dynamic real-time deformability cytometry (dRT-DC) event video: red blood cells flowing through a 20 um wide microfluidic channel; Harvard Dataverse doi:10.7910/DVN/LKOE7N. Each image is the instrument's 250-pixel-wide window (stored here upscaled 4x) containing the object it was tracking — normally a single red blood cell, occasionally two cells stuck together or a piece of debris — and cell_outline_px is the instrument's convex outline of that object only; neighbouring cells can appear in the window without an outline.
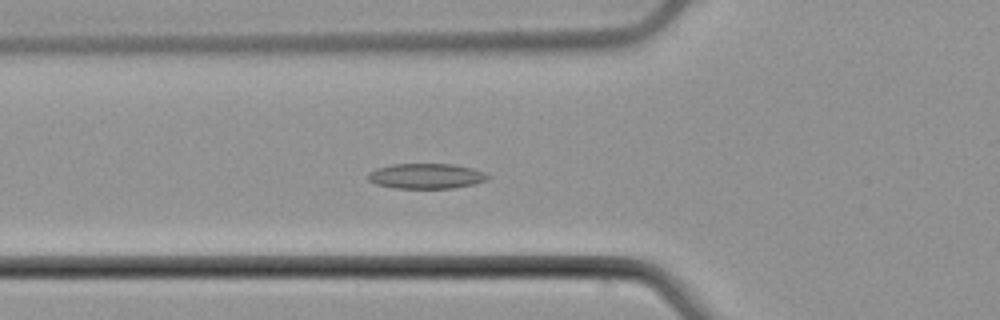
{"species": "common noctule bat (a hibernating species)", "species_latin": "Nyctalus noctula", "temperature_condition": "cold", "stored_images_in_passage": 32, "segment_of_instrument_passage": [1, 2], "camera_frame_rate_fps": 3000, "um_per_image_px": 0.085, "animal": {"sex": "male", "body_mass_g": 21.5, "forearm_length_mm": 52.0}, "frame": {"image": 1, "passage_image": 12, "time_ms": 3.667, "image_size_px": [1000, 320], "cell_outline_px": [[488, 180], [472, 184], [452, 188], [392, 188], [376, 184], [368, 180], [368, 172], [376, 168], [392, 164], [452, 164], [472, 168], [484, 172], [488, 176]], "centroid_in_image_um": [36.18, 14.96], "position_along_channel_um": 89.6, "area_um2": 17.57}}
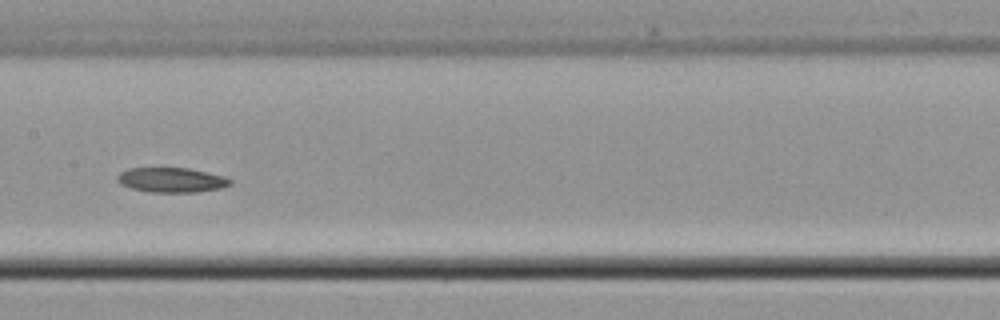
{"frame": {"image": 2, "passage_image": 20, "time_ms": 6.333, "image_size_px": [1000, 320], "cell_outline_px": [[232, 184], [220, 188], [200, 192], [152, 192], [132, 188], [120, 184], [116, 180], [116, 176], [120, 172], [128, 168], [188, 168], [208, 172], [224, 176], [232, 180]], "centroid_in_image_um": [14.58, 15.29], "position_along_channel_um": 192.8, "area_um2": 16.36}}
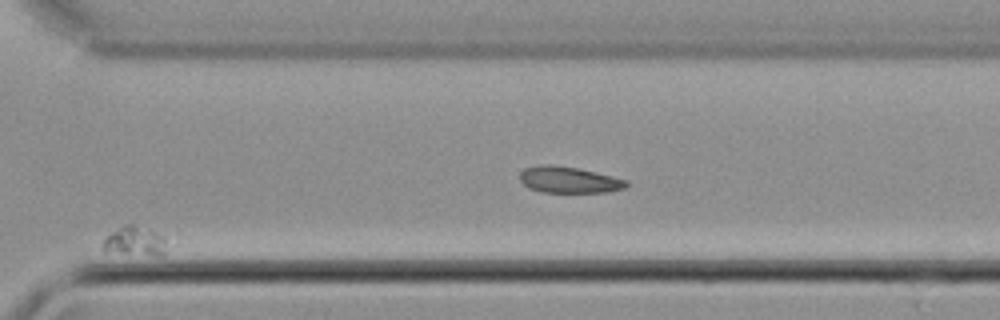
{"frame": {"image": 3, "passage_image": 30, "time_ms": 9.667, "image_size_px": [1000, 320], "cell_outline_px": [[164, 256], [152, 256], [120, 252], [100, 248], [100, 244], [112, 232], [124, 224], [132, 224], [148, 228], [164, 236]], "centroid_in_image_um": [11.48, 20.49], "position_along_channel_um": 359.1, "area_um2": 10.75}}